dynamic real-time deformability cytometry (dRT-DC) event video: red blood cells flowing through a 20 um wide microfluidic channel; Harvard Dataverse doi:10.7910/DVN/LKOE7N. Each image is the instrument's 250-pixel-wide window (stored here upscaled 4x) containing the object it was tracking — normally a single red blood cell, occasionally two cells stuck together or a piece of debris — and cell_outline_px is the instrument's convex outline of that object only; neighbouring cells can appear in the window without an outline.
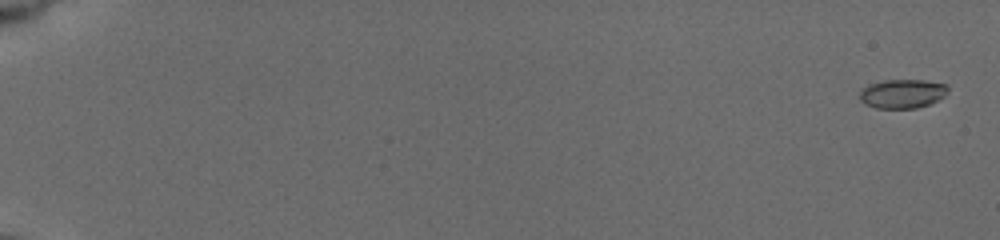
{"species": "common noctule bat (a hibernating species)", "species_latin": "Nyctalus noctula", "temperature_condition": "cold", "stored_images_in_passage": 19, "camera_frame_rate_fps": 3000, "um_per_image_px": 0.085, "animal": {"sex": "female", "body_mass_g": 19.5, "forearm_length_mm": 54.1}, "frame": {"image": 1, "passage_image": 2, "time_ms": 0.333, "image_size_px": [1000, 240], "cell_outline_px": [[948, 92], [944, 96], [928, 104], [916, 108], [876, 108], [864, 104], [860, 100], [860, 88], [868, 84], [884, 80], [924, 80], [948, 84]], "centroid_in_image_um": [76.68, 7.95], "position_along_channel_um": 8.3, "area_um2": 15.03}}
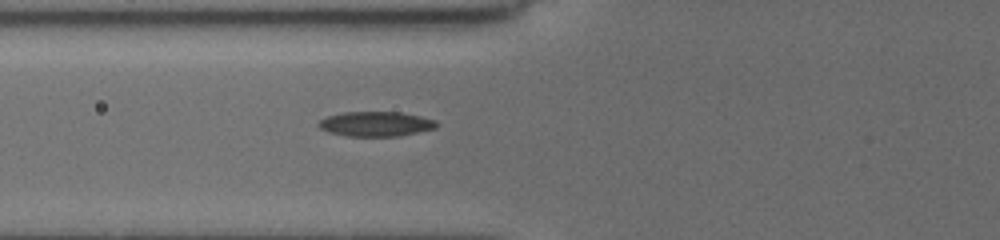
{"frame": {"image": 2, "passage_image": 14, "time_ms": 8.0, "image_size_px": [1000, 240], "cell_outline_px": [[440, 124], [436, 128], [400, 136], [348, 136], [328, 132], [320, 128], [316, 124], [320, 120], [328, 116], [344, 112], [400, 112], [420, 116], [436, 120]], "centroid_in_image_um": [31.97, 10.53], "position_along_channel_um": 93.8, "area_um2": 17.11}}
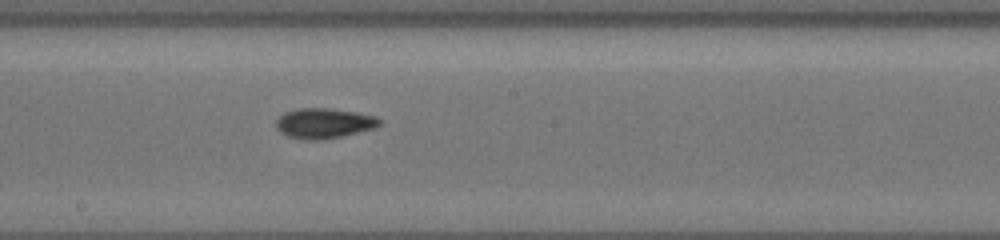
{"frame": {"image": 3, "passage_image": 19, "time_ms": 11.333, "image_size_px": [1000, 240], "cell_outline_px": [[380, 124], [376, 128], [340, 136], [316, 140], [308, 140], [288, 136], [280, 132], [276, 128], [276, 120], [284, 112], [300, 108], [328, 108], [356, 112], [376, 116], [380, 120]], "centroid_in_image_um": [27.53, 10.47], "position_along_channel_um": 220.7, "area_um2": 18.03}}